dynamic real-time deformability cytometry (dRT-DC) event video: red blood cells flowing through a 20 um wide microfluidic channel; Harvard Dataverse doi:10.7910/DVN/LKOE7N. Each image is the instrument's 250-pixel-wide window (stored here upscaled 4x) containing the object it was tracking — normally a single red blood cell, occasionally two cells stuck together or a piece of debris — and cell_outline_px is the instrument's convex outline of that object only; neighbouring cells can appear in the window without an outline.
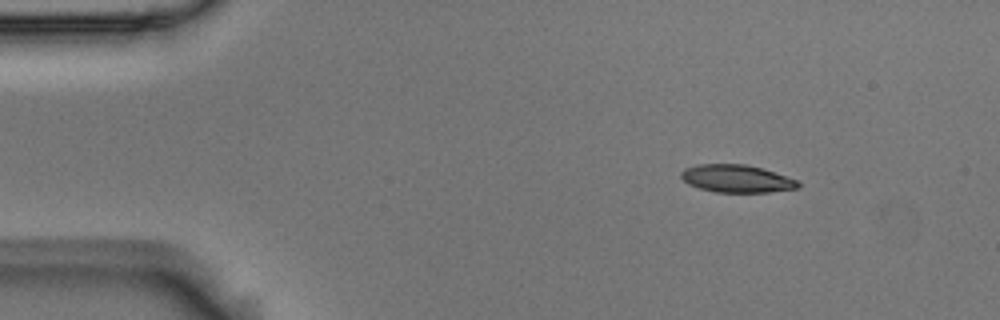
{"species": "Egyptian fruit bat (a non-hibernating species)", "species_latin": "Rousettus aegyptiacus", "temperature_condition": "room temperature", "stored_images_in_passage": 8, "camera_frame_rate_fps": 3000, "um_per_image_px": 0.085, "animal": {"sex": "male"}, "frame": {"image": 1, "passage_image": 1, "time_ms": 0.0, "image_size_px": [1000, 320], "cell_outline_px": [[800, 188], [768, 192], [716, 192], [700, 188], [688, 184], [680, 176], [680, 172], [684, 168], [696, 164], [744, 164], [760, 168], [800, 180]], "centroid_in_image_um": [62.62, 15.18], "position_along_channel_um": 22.4, "area_um2": 18.9}}
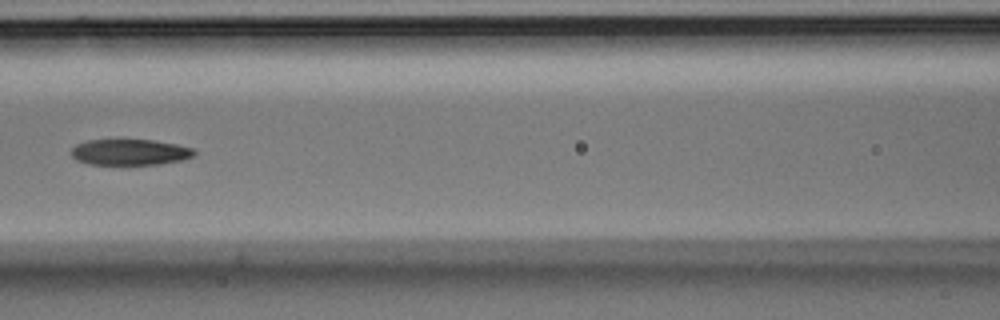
{"frame": {"image": 2, "passage_image": 5, "time_ms": 1.333, "image_size_px": [1000, 320], "cell_outline_px": [[196, 156], [184, 160], [160, 164], [128, 168], [88, 164], [76, 160], [72, 156], [72, 148], [76, 144], [88, 140], [152, 140], [176, 144], [192, 148], [196, 152]], "centroid_in_image_um": [11.05, 13.0], "position_along_channel_um": 155.5, "area_um2": 19.65}}
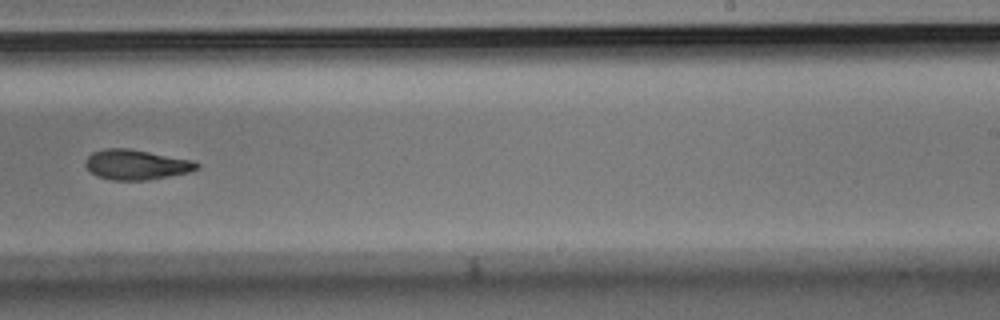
{"frame": {"image": 3, "passage_image": 8, "time_ms": 2.333, "image_size_px": [1000, 320], "cell_outline_px": [[200, 168], [188, 172], [148, 180], [112, 180], [96, 176], [84, 164], [84, 160], [92, 152], [108, 148], [128, 148], [192, 160], [200, 164]], "centroid_in_image_um": [11.56, 13.99], "position_along_channel_um": 277.4, "area_um2": 19.42}}